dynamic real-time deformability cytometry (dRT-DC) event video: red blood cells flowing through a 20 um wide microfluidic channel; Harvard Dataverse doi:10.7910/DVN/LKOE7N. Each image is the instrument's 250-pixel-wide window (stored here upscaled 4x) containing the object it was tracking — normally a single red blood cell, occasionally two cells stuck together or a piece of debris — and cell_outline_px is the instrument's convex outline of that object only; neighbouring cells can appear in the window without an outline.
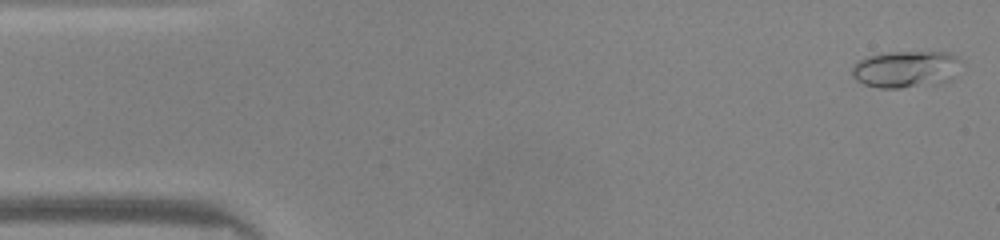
{"species": "common noctule bat (a hibernating species)", "species_latin": "Nyctalus noctula", "temperature_condition": "warm", "stored_images_in_passage": 6, "camera_frame_rate_fps": 3000, "um_per_image_px": 0.085, "animal": {"sex": "male", "body_mass_g": 20.0, "forearm_length_mm": 53.3}, "frame": {"image": 1, "passage_image": 1, "time_ms": 0.0, "image_size_px": [1000, 240], "cell_outline_px": [[964, 60], [952, 80], [940, 84], [900, 88], [880, 88], [864, 84], [856, 80], [852, 76], [852, 68], [860, 60], [868, 56], [888, 52], [948, 52]], "centroid_in_image_um": [77.07, 5.89], "position_along_channel_um": 7.9, "area_um2": 23.81}}